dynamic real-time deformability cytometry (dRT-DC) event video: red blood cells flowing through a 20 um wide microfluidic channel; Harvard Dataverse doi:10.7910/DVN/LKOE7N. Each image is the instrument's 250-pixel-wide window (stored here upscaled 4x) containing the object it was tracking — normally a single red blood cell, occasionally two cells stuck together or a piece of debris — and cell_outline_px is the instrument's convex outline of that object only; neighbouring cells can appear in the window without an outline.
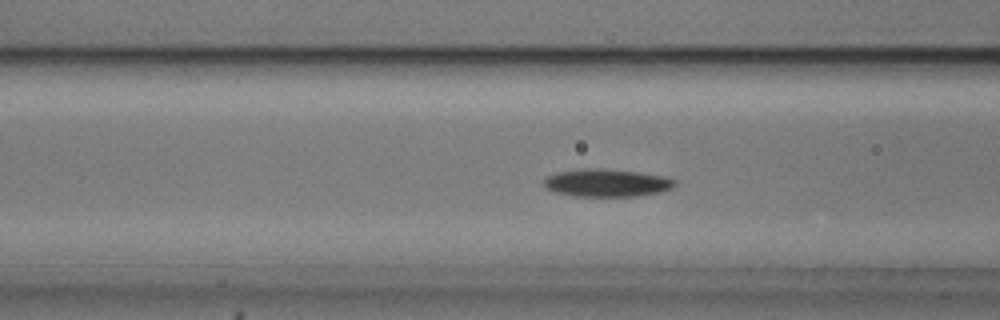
{"species": "common noctule bat (a hibernating species)", "species_latin": "Nyctalus noctula", "temperature_condition": "cold", "stored_images_in_passage": 53, "camera_frame_rate_fps": 3000, "um_per_image_px": 0.085, "animal": {"sex": "male", "body_mass_g": 20.5, "forearm_length_mm": 52.5}, "frame": {"image": 1, "passage_image": 20, "time_ms": 6.333, "image_size_px": [1000, 320], "cell_outline_px": [[676, 184], [672, 188], [660, 192], [636, 196], [576, 196], [556, 192], [548, 188], [544, 184], [544, 180], [548, 176], [556, 172], [580, 168], [600, 168], [636, 172], [660, 176], [676, 180]], "centroid_in_image_um": [51.56, 15.54], "position_along_channel_um": 115.0, "area_um2": 20.92}}
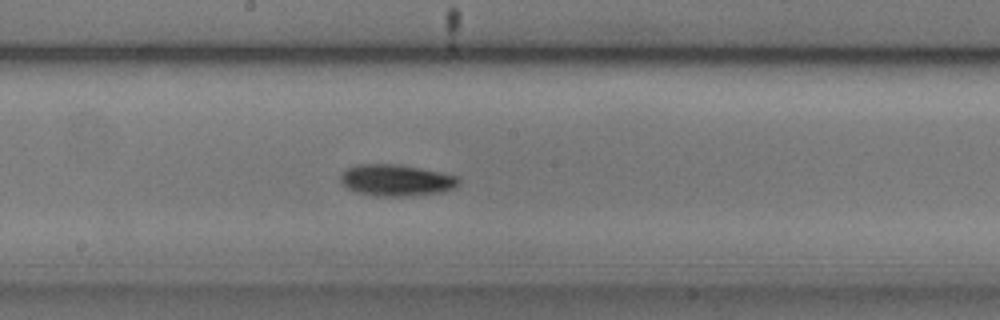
{"frame": {"image": 2, "passage_image": 28, "time_ms": 9.0, "image_size_px": [1000, 320], "cell_outline_px": [[460, 184], [444, 192], [408, 196], [376, 196], [356, 192], [348, 188], [340, 180], [340, 172], [356, 164], [400, 164], [440, 172], [456, 176], [460, 180]], "centroid_in_image_um": [33.67, 15.32], "position_along_channel_um": 214.5, "area_um2": 21.79}}
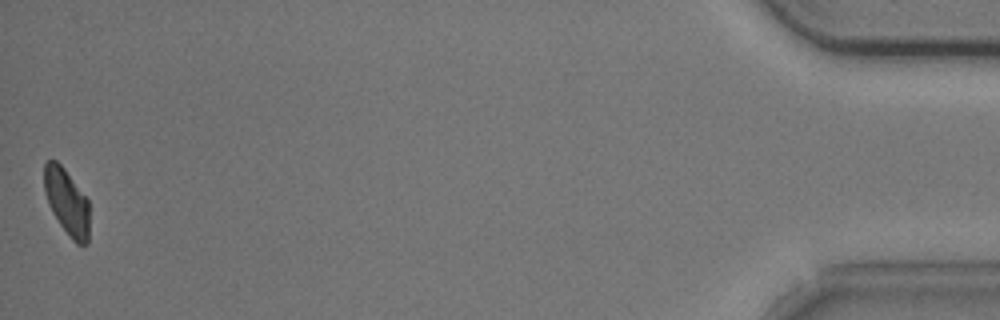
{"frame": {"image": 3, "passage_image": 53, "time_ms": 17.333, "image_size_px": [1000, 320], "cell_outline_px": [[88, 244], [76, 244], [72, 240], [60, 224], [52, 212], [44, 192], [44, 164], [48, 160], [56, 160], [64, 168], [88, 200]], "centroid_in_image_um": [5.66, 17.15], "position_along_channel_um": 429.5, "area_um2": 17.22}, "authors_computed_cell_mechanics": {"area_um2": 19.5364, "velocity_mm_per_s": 3.725, "shape_relaxation_time_tau1_ms": 2.1889, "shape_relaxation_time_tau2_ms": null, "deformation_change_tau1": 0.1104, "deformation_change_tau2": null}}